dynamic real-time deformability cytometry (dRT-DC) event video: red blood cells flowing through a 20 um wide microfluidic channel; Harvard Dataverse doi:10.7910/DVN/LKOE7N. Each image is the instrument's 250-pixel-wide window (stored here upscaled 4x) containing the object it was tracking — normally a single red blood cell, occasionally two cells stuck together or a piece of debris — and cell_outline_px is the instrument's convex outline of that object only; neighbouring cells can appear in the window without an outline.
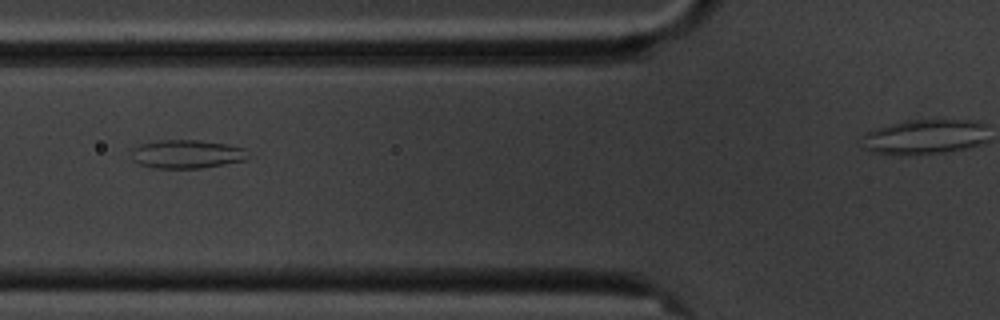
{"species": "common noctule bat (a hibernating species)", "species_latin": "Nyctalus noctula", "temperature_condition": "cold", "stored_images_in_passage": 10, "camera_frame_rate_fps": 3000, "um_per_image_px": 0.085, "animal": {"sex": "male", "body_mass_g": 20.1, "forearm_length_mm": 53.5}, "frame": {"image": 1, "passage_image": 2, "time_ms": 1.0, "image_size_px": [1000, 320], "cell_outline_px": [[248, 160], [200, 168], [152, 168], [140, 164], [132, 160], [132, 148], [140, 144], [160, 140], [200, 140], [228, 144], [244, 148], [248, 156]], "centroid_in_image_um": [15.87, 13.09], "position_along_channel_um": 109.9, "area_um2": 19.48}}
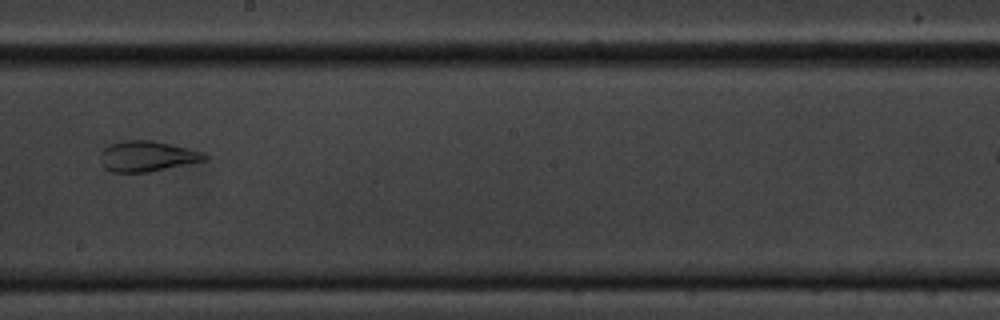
{"frame": {"image": 2, "passage_image": 5, "time_ms": 4.667, "image_size_px": [1000, 320], "cell_outline_px": [[208, 156], [204, 160], [148, 172], [112, 172], [104, 168], [100, 164], [100, 152], [108, 144], [124, 140], [152, 140], [188, 148], [204, 152]], "centroid_in_image_um": [12.44, 13.27], "position_along_channel_um": 235.8, "area_um2": 18.55}}
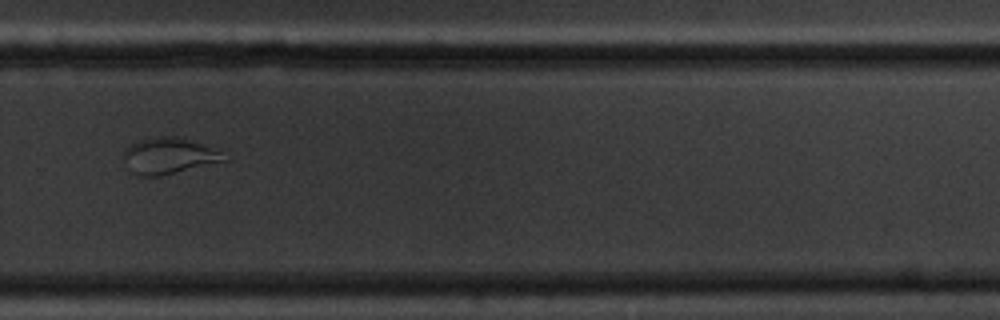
{"frame": {"image": 3, "passage_image": 7, "time_ms": 7.0, "image_size_px": [1000, 320], "cell_outline_px": [[228, 160], [160, 176], [140, 176], [128, 172], [120, 156], [124, 148], [140, 140], [156, 136], [176, 136], [188, 140], [220, 152]], "centroid_in_image_um": [14.2, 13.27], "position_along_channel_um": 315.6, "area_um2": 21.15}}